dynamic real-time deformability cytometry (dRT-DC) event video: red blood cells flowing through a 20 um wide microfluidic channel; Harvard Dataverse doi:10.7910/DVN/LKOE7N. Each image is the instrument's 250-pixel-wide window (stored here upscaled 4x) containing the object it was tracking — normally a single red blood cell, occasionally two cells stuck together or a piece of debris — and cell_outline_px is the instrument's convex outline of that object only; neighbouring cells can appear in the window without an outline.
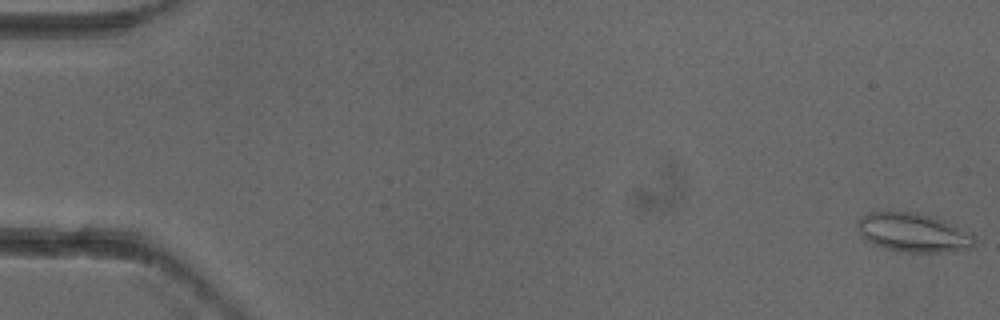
{"species": "common noctule bat (a hibernating species)", "species_latin": "Nyctalus noctula", "temperature_condition": "cold", "stored_images_in_passage": 5, "camera_frame_rate_fps": 3000, "um_per_image_px": 0.085, "animal": {"sex": "female"}, "frame": {"image": 1, "passage_image": 1, "time_ms": 0.0, "image_size_px": [1000, 320], "cell_outline_px": [[976, 240], [972, 248], [952, 252], [908, 252], [888, 248], [876, 244], [860, 236], [856, 224], [864, 216], [872, 212], [916, 212], [940, 220], [972, 232]], "centroid_in_image_um": [77.68, 19.78], "position_along_channel_um": 7.3, "area_um2": 26.13}}